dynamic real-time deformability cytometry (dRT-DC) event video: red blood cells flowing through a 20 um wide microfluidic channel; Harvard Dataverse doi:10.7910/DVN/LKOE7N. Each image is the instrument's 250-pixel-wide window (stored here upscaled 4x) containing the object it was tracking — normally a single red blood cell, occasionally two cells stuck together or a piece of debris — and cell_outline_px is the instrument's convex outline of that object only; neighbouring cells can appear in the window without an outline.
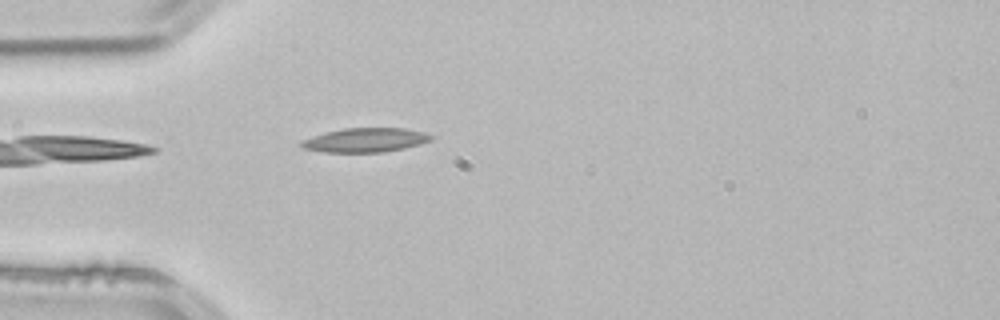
{"species": "common noctule bat (a hibernating species)", "species_latin": "Nyctalus noctula", "temperature_condition": "room temperature", "stored_images_in_passage": 4, "camera_frame_rate_fps": 3000, "um_per_image_px": 0.085, "animal": {"sex": "male", "body_mass_g": 21.5, "forearm_length_mm": 52.0}, "frame": {"image": 1, "passage_image": 4, "time_ms": 1.0, "image_size_px": [1000, 320], "cell_outline_px": [[432, 140], [420, 144], [404, 148], [384, 152], [324, 152], [300, 148], [296, 144], [300, 140], [324, 132], [344, 128], [404, 128], [424, 132], [432, 136]], "centroid_in_image_um": [30.97, 11.91], "position_along_channel_um": 54.0, "area_um2": 18.5}}